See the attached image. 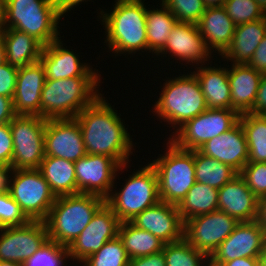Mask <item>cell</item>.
Masks as SVG:
<instances>
[{
  "instance_id": "7a4b0ae2",
  "label": "cell",
  "mask_w": 266,
  "mask_h": 266,
  "mask_svg": "<svg viewBox=\"0 0 266 266\" xmlns=\"http://www.w3.org/2000/svg\"><path fill=\"white\" fill-rule=\"evenodd\" d=\"M145 0H116L112 12L101 10L108 50L115 56L148 51ZM102 18V19H101ZM144 50V51H143Z\"/></svg>"
},
{
  "instance_id": "6da1fadb",
  "label": "cell",
  "mask_w": 266,
  "mask_h": 266,
  "mask_svg": "<svg viewBox=\"0 0 266 266\" xmlns=\"http://www.w3.org/2000/svg\"><path fill=\"white\" fill-rule=\"evenodd\" d=\"M106 101L101 94L75 117L86 153L111 157L120 165L128 164L134 150L132 138L120 118L121 114L118 116L117 110Z\"/></svg>"
},
{
  "instance_id": "d4e9b609",
  "label": "cell",
  "mask_w": 266,
  "mask_h": 266,
  "mask_svg": "<svg viewBox=\"0 0 266 266\" xmlns=\"http://www.w3.org/2000/svg\"><path fill=\"white\" fill-rule=\"evenodd\" d=\"M231 68V69H230ZM228 68L231 89V109L248 113L254 105L262 73L247 64H233Z\"/></svg>"
},
{
  "instance_id": "cb8c5ba5",
  "label": "cell",
  "mask_w": 266,
  "mask_h": 266,
  "mask_svg": "<svg viewBox=\"0 0 266 266\" xmlns=\"http://www.w3.org/2000/svg\"><path fill=\"white\" fill-rule=\"evenodd\" d=\"M197 26L209 50L222 56L231 44L236 27L225 9L206 7Z\"/></svg>"
},
{
  "instance_id": "b9f144b4",
  "label": "cell",
  "mask_w": 266,
  "mask_h": 266,
  "mask_svg": "<svg viewBox=\"0 0 266 266\" xmlns=\"http://www.w3.org/2000/svg\"><path fill=\"white\" fill-rule=\"evenodd\" d=\"M18 68L5 62L0 65V95L9 98L14 97L16 90V78Z\"/></svg>"
},
{
  "instance_id": "484cf974",
  "label": "cell",
  "mask_w": 266,
  "mask_h": 266,
  "mask_svg": "<svg viewBox=\"0 0 266 266\" xmlns=\"http://www.w3.org/2000/svg\"><path fill=\"white\" fill-rule=\"evenodd\" d=\"M194 75L200 83L209 109H231V89L228 68L199 65Z\"/></svg>"
},
{
  "instance_id": "4dcf8cb0",
  "label": "cell",
  "mask_w": 266,
  "mask_h": 266,
  "mask_svg": "<svg viewBox=\"0 0 266 266\" xmlns=\"http://www.w3.org/2000/svg\"><path fill=\"white\" fill-rule=\"evenodd\" d=\"M177 208L183 222L213 212L218 209V189L195 182Z\"/></svg>"
},
{
  "instance_id": "db71d44e",
  "label": "cell",
  "mask_w": 266,
  "mask_h": 266,
  "mask_svg": "<svg viewBox=\"0 0 266 266\" xmlns=\"http://www.w3.org/2000/svg\"><path fill=\"white\" fill-rule=\"evenodd\" d=\"M259 262H260V266H266V240L264 243L263 250L259 256Z\"/></svg>"
},
{
  "instance_id": "e575fe53",
  "label": "cell",
  "mask_w": 266,
  "mask_h": 266,
  "mask_svg": "<svg viewBox=\"0 0 266 266\" xmlns=\"http://www.w3.org/2000/svg\"><path fill=\"white\" fill-rule=\"evenodd\" d=\"M166 266H209V257L196 250L184 238L164 245Z\"/></svg>"
},
{
  "instance_id": "f5cc1de1",
  "label": "cell",
  "mask_w": 266,
  "mask_h": 266,
  "mask_svg": "<svg viewBox=\"0 0 266 266\" xmlns=\"http://www.w3.org/2000/svg\"><path fill=\"white\" fill-rule=\"evenodd\" d=\"M5 62H6L5 47H4L3 39L0 34V65L4 64Z\"/></svg>"
},
{
  "instance_id": "44dd1931",
  "label": "cell",
  "mask_w": 266,
  "mask_h": 266,
  "mask_svg": "<svg viewBox=\"0 0 266 266\" xmlns=\"http://www.w3.org/2000/svg\"><path fill=\"white\" fill-rule=\"evenodd\" d=\"M46 80L41 61L18 68L13 109L16 115L41 117V92Z\"/></svg>"
},
{
  "instance_id": "30bf717a",
  "label": "cell",
  "mask_w": 266,
  "mask_h": 266,
  "mask_svg": "<svg viewBox=\"0 0 266 266\" xmlns=\"http://www.w3.org/2000/svg\"><path fill=\"white\" fill-rule=\"evenodd\" d=\"M46 121L40 116L16 115L10 122L13 139L10 169H39L45 158Z\"/></svg>"
},
{
  "instance_id": "4fadbf2b",
  "label": "cell",
  "mask_w": 266,
  "mask_h": 266,
  "mask_svg": "<svg viewBox=\"0 0 266 266\" xmlns=\"http://www.w3.org/2000/svg\"><path fill=\"white\" fill-rule=\"evenodd\" d=\"M76 194H95L106 199L115 187V178L128 164L120 165L105 155L86 154L74 162Z\"/></svg>"
},
{
  "instance_id": "52a82bcc",
  "label": "cell",
  "mask_w": 266,
  "mask_h": 266,
  "mask_svg": "<svg viewBox=\"0 0 266 266\" xmlns=\"http://www.w3.org/2000/svg\"><path fill=\"white\" fill-rule=\"evenodd\" d=\"M167 151L151 161L158 177L160 201L178 205L195 184L194 150L178 148L171 140Z\"/></svg>"
},
{
  "instance_id": "7dc6e473",
  "label": "cell",
  "mask_w": 266,
  "mask_h": 266,
  "mask_svg": "<svg viewBox=\"0 0 266 266\" xmlns=\"http://www.w3.org/2000/svg\"><path fill=\"white\" fill-rule=\"evenodd\" d=\"M15 116L12 98L0 95V124L10 123Z\"/></svg>"
},
{
  "instance_id": "74e56055",
  "label": "cell",
  "mask_w": 266,
  "mask_h": 266,
  "mask_svg": "<svg viewBox=\"0 0 266 266\" xmlns=\"http://www.w3.org/2000/svg\"><path fill=\"white\" fill-rule=\"evenodd\" d=\"M179 22L197 24L206 10L203 0H161Z\"/></svg>"
},
{
  "instance_id": "4316f807",
  "label": "cell",
  "mask_w": 266,
  "mask_h": 266,
  "mask_svg": "<svg viewBox=\"0 0 266 266\" xmlns=\"http://www.w3.org/2000/svg\"><path fill=\"white\" fill-rule=\"evenodd\" d=\"M265 35L266 17L237 25L229 48L220 58L233 64H248Z\"/></svg>"
},
{
  "instance_id": "f35d334b",
  "label": "cell",
  "mask_w": 266,
  "mask_h": 266,
  "mask_svg": "<svg viewBox=\"0 0 266 266\" xmlns=\"http://www.w3.org/2000/svg\"><path fill=\"white\" fill-rule=\"evenodd\" d=\"M67 259V247L48 241L23 266H66Z\"/></svg>"
},
{
  "instance_id": "8fae6325",
  "label": "cell",
  "mask_w": 266,
  "mask_h": 266,
  "mask_svg": "<svg viewBox=\"0 0 266 266\" xmlns=\"http://www.w3.org/2000/svg\"><path fill=\"white\" fill-rule=\"evenodd\" d=\"M239 118L240 114L233 109L208 108L186 121L168 139L180 149L198 150L210 139L234 127Z\"/></svg>"
},
{
  "instance_id": "11a10c76",
  "label": "cell",
  "mask_w": 266,
  "mask_h": 266,
  "mask_svg": "<svg viewBox=\"0 0 266 266\" xmlns=\"http://www.w3.org/2000/svg\"><path fill=\"white\" fill-rule=\"evenodd\" d=\"M0 266H23L20 263L14 262V261H1L0 260Z\"/></svg>"
},
{
  "instance_id": "d6986e66",
  "label": "cell",
  "mask_w": 266,
  "mask_h": 266,
  "mask_svg": "<svg viewBox=\"0 0 266 266\" xmlns=\"http://www.w3.org/2000/svg\"><path fill=\"white\" fill-rule=\"evenodd\" d=\"M130 222L137 228L150 232L165 244L183 239L184 222L174 204L159 201L137 214Z\"/></svg>"
},
{
  "instance_id": "277c9868",
  "label": "cell",
  "mask_w": 266,
  "mask_h": 266,
  "mask_svg": "<svg viewBox=\"0 0 266 266\" xmlns=\"http://www.w3.org/2000/svg\"><path fill=\"white\" fill-rule=\"evenodd\" d=\"M100 82V77L45 80L41 92V117L75 118L101 95L98 89Z\"/></svg>"
},
{
  "instance_id": "ac0fdd59",
  "label": "cell",
  "mask_w": 266,
  "mask_h": 266,
  "mask_svg": "<svg viewBox=\"0 0 266 266\" xmlns=\"http://www.w3.org/2000/svg\"><path fill=\"white\" fill-rule=\"evenodd\" d=\"M171 54L170 57L177 58L180 62L186 64L202 63L211 60L212 52L206 45L204 38L199 32L197 24L178 22L167 39L165 47L156 55L167 57L166 54ZM209 59V60H208ZM192 63V64H191Z\"/></svg>"
},
{
  "instance_id": "ffe728a7",
  "label": "cell",
  "mask_w": 266,
  "mask_h": 266,
  "mask_svg": "<svg viewBox=\"0 0 266 266\" xmlns=\"http://www.w3.org/2000/svg\"><path fill=\"white\" fill-rule=\"evenodd\" d=\"M62 42L59 38L43 46L40 61L45 68L46 80L101 77L97 69L93 70L88 63H81L80 56L74 50L70 51L67 47H63Z\"/></svg>"
},
{
  "instance_id": "d590c367",
  "label": "cell",
  "mask_w": 266,
  "mask_h": 266,
  "mask_svg": "<svg viewBox=\"0 0 266 266\" xmlns=\"http://www.w3.org/2000/svg\"><path fill=\"white\" fill-rule=\"evenodd\" d=\"M129 260L123 243L117 236L107 241L101 249L82 263L83 266H125L129 264Z\"/></svg>"
},
{
  "instance_id": "f1b7e54d",
  "label": "cell",
  "mask_w": 266,
  "mask_h": 266,
  "mask_svg": "<svg viewBox=\"0 0 266 266\" xmlns=\"http://www.w3.org/2000/svg\"><path fill=\"white\" fill-rule=\"evenodd\" d=\"M39 170L56 197L76 194L74 162L60 157L45 156Z\"/></svg>"
},
{
  "instance_id": "9a60e30c",
  "label": "cell",
  "mask_w": 266,
  "mask_h": 266,
  "mask_svg": "<svg viewBox=\"0 0 266 266\" xmlns=\"http://www.w3.org/2000/svg\"><path fill=\"white\" fill-rule=\"evenodd\" d=\"M121 221L105 203L80 235L67 247L69 260L85 261L103 245L118 236Z\"/></svg>"
},
{
  "instance_id": "8d00e7d4",
  "label": "cell",
  "mask_w": 266,
  "mask_h": 266,
  "mask_svg": "<svg viewBox=\"0 0 266 266\" xmlns=\"http://www.w3.org/2000/svg\"><path fill=\"white\" fill-rule=\"evenodd\" d=\"M222 7L236 26L266 17L255 0H227Z\"/></svg>"
},
{
  "instance_id": "7402d4cb",
  "label": "cell",
  "mask_w": 266,
  "mask_h": 266,
  "mask_svg": "<svg viewBox=\"0 0 266 266\" xmlns=\"http://www.w3.org/2000/svg\"><path fill=\"white\" fill-rule=\"evenodd\" d=\"M198 150L208 157L231 166L238 173L248 162V144L240 122L227 132L210 139Z\"/></svg>"
},
{
  "instance_id": "d6a6232c",
  "label": "cell",
  "mask_w": 266,
  "mask_h": 266,
  "mask_svg": "<svg viewBox=\"0 0 266 266\" xmlns=\"http://www.w3.org/2000/svg\"><path fill=\"white\" fill-rule=\"evenodd\" d=\"M196 182L220 189L239 173L231 166L208 157L199 150H194Z\"/></svg>"
},
{
  "instance_id": "8992f818",
  "label": "cell",
  "mask_w": 266,
  "mask_h": 266,
  "mask_svg": "<svg viewBox=\"0 0 266 266\" xmlns=\"http://www.w3.org/2000/svg\"><path fill=\"white\" fill-rule=\"evenodd\" d=\"M2 6V28L25 32L43 46L61 38L62 16L53 0H2Z\"/></svg>"
},
{
  "instance_id": "2e32d148",
  "label": "cell",
  "mask_w": 266,
  "mask_h": 266,
  "mask_svg": "<svg viewBox=\"0 0 266 266\" xmlns=\"http://www.w3.org/2000/svg\"><path fill=\"white\" fill-rule=\"evenodd\" d=\"M266 234L258 220L239 222L233 232L216 248L209 257V266L237 258H259Z\"/></svg>"
},
{
  "instance_id": "f6af8a7d",
  "label": "cell",
  "mask_w": 266,
  "mask_h": 266,
  "mask_svg": "<svg viewBox=\"0 0 266 266\" xmlns=\"http://www.w3.org/2000/svg\"><path fill=\"white\" fill-rule=\"evenodd\" d=\"M130 266H166L163 251L129 260Z\"/></svg>"
},
{
  "instance_id": "f907efd6",
  "label": "cell",
  "mask_w": 266,
  "mask_h": 266,
  "mask_svg": "<svg viewBox=\"0 0 266 266\" xmlns=\"http://www.w3.org/2000/svg\"><path fill=\"white\" fill-rule=\"evenodd\" d=\"M10 168L0 164V194L7 190Z\"/></svg>"
},
{
  "instance_id": "7bdbcfd3",
  "label": "cell",
  "mask_w": 266,
  "mask_h": 266,
  "mask_svg": "<svg viewBox=\"0 0 266 266\" xmlns=\"http://www.w3.org/2000/svg\"><path fill=\"white\" fill-rule=\"evenodd\" d=\"M13 139L10 123L0 124V164L11 166Z\"/></svg>"
},
{
  "instance_id": "5bb4252c",
  "label": "cell",
  "mask_w": 266,
  "mask_h": 266,
  "mask_svg": "<svg viewBox=\"0 0 266 266\" xmlns=\"http://www.w3.org/2000/svg\"><path fill=\"white\" fill-rule=\"evenodd\" d=\"M48 241L44 221H29L23 226L0 228V260L23 265Z\"/></svg>"
},
{
  "instance_id": "ee69618b",
  "label": "cell",
  "mask_w": 266,
  "mask_h": 266,
  "mask_svg": "<svg viewBox=\"0 0 266 266\" xmlns=\"http://www.w3.org/2000/svg\"><path fill=\"white\" fill-rule=\"evenodd\" d=\"M247 65L262 74H266V35L259 43Z\"/></svg>"
},
{
  "instance_id": "9f6ffc18",
  "label": "cell",
  "mask_w": 266,
  "mask_h": 266,
  "mask_svg": "<svg viewBox=\"0 0 266 266\" xmlns=\"http://www.w3.org/2000/svg\"><path fill=\"white\" fill-rule=\"evenodd\" d=\"M266 14V0H255Z\"/></svg>"
},
{
  "instance_id": "9c48e42d",
  "label": "cell",
  "mask_w": 266,
  "mask_h": 266,
  "mask_svg": "<svg viewBox=\"0 0 266 266\" xmlns=\"http://www.w3.org/2000/svg\"><path fill=\"white\" fill-rule=\"evenodd\" d=\"M7 191L30 221H44L56 196L39 169H11ZM12 177V178H11Z\"/></svg>"
},
{
  "instance_id": "836d02e7",
  "label": "cell",
  "mask_w": 266,
  "mask_h": 266,
  "mask_svg": "<svg viewBox=\"0 0 266 266\" xmlns=\"http://www.w3.org/2000/svg\"><path fill=\"white\" fill-rule=\"evenodd\" d=\"M239 122L248 144V162H266V115L243 113Z\"/></svg>"
},
{
  "instance_id": "ab89813d",
  "label": "cell",
  "mask_w": 266,
  "mask_h": 266,
  "mask_svg": "<svg viewBox=\"0 0 266 266\" xmlns=\"http://www.w3.org/2000/svg\"><path fill=\"white\" fill-rule=\"evenodd\" d=\"M29 221L7 190L0 194V228L23 226Z\"/></svg>"
},
{
  "instance_id": "816d5d0a",
  "label": "cell",
  "mask_w": 266,
  "mask_h": 266,
  "mask_svg": "<svg viewBox=\"0 0 266 266\" xmlns=\"http://www.w3.org/2000/svg\"><path fill=\"white\" fill-rule=\"evenodd\" d=\"M206 7H222L227 0H203Z\"/></svg>"
},
{
  "instance_id": "7c38bea8",
  "label": "cell",
  "mask_w": 266,
  "mask_h": 266,
  "mask_svg": "<svg viewBox=\"0 0 266 266\" xmlns=\"http://www.w3.org/2000/svg\"><path fill=\"white\" fill-rule=\"evenodd\" d=\"M238 223L235 218L217 209L184 221L183 238L210 257Z\"/></svg>"
},
{
  "instance_id": "681fc988",
  "label": "cell",
  "mask_w": 266,
  "mask_h": 266,
  "mask_svg": "<svg viewBox=\"0 0 266 266\" xmlns=\"http://www.w3.org/2000/svg\"><path fill=\"white\" fill-rule=\"evenodd\" d=\"M258 222L266 234V195L259 199Z\"/></svg>"
},
{
  "instance_id": "83f0119b",
  "label": "cell",
  "mask_w": 266,
  "mask_h": 266,
  "mask_svg": "<svg viewBox=\"0 0 266 266\" xmlns=\"http://www.w3.org/2000/svg\"><path fill=\"white\" fill-rule=\"evenodd\" d=\"M6 62L20 68L40 61L43 45L33 36L14 28L0 30Z\"/></svg>"
},
{
  "instance_id": "6f0895ef",
  "label": "cell",
  "mask_w": 266,
  "mask_h": 266,
  "mask_svg": "<svg viewBox=\"0 0 266 266\" xmlns=\"http://www.w3.org/2000/svg\"><path fill=\"white\" fill-rule=\"evenodd\" d=\"M2 14H3V6H2V0H0V30L2 29Z\"/></svg>"
},
{
  "instance_id": "3957f363",
  "label": "cell",
  "mask_w": 266,
  "mask_h": 266,
  "mask_svg": "<svg viewBox=\"0 0 266 266\" xmlns=\"http://www.w3.org/2000/svg\"><path fill=\"white\" fill-rule=\"evenodd\" d=\"M105 203L106 199L95 194L56 197L44 220L49 241L68 247Z\"/></svg>"
},
{
  "instance_id": "c3c4849f",
  "label": "cell",
  "mask_w": 266,
  "mask_h": 266,
  "mask_svg": "<svg viewBox=\"0 0 266 266\" xmlns=\"http://www.w3.org/2000/svg\"><path fill=\"white\" fill-rule=\"evenodd\" d=\"M219 266H260L259 258H237L223 262Z\"/></svg>"
},
{
  "instance_id": "60d3db41",
  "label": "cell",
  "mask_w": 266,
  "mask_h": 266,
  "mask_svg": "<svg viewBox=\"0 0 266 266\" xmlns=\"http://www.w3.org/2000/svg\"><path fill=\"white\" fill-rule=\"evenodd\" d=\"M239 175L258 199L266 195V162H247Z\"/></svg>"
},
{
  "instance_id": "1f68e13d",
  "label": "cell",
  "mask_w": 266,
  "mask_h": 266,
  "mask_svg": "<svg viewBox=\"0 0 266 266\" xmlns=\"http://www.w3.org/2000/svg\"><path fill=\"white\" fill-rule=\"evenodd\" d=\"M160 6L148 8L146 13L148 51L155 55L165 47L169 34L179 22L163 3Z\"/></svg>"
},
{
  "instance_id": "bcb514c9",
  "label": "cell",
  "mask_w": 266,
  "mask_h": 266,
  "mask_svg": "<svg viewBox=\"0 0 266 266\" xmlns=\"http://www.w3.org/2000/svg\"><path fill=\"white\" fill-rule=\"evenodd\" d=\"M249 112L266 115V74L261 78L253 108Z\"/></svg>"
},
{
  "instance_id": "5b68a950",
  "label": "cell",
  "mask_w": 266,
  "mask_h": 266,
  "mask_svg": "<svg viewBox=\"0 0 266 266\" xmlns=\"http://www.w3.org/2000/svg\"><path fill=\"white\" fill-rule=\"evenodd\" d=\"M168 79L164 82L155 105H152V113L171 124L170 127L176 131L186 121L206 111L208 106L193 72Z\"/></svg>"
},
{
  "instance_id": "e0dca14e",
  "label": "cell",
  "mask_w": 266,
  "mask_h": 266,
  "mask_svg": "<svg viewBox=\"0 0 266 266\" xmlns=\"http://www.w3.org/2000/svg\"><path fill=\"white\" fill-rule=\"evenodd\" d=\"M45 156L76 162L87 153L81 128L75 118L47 119L44 134Z\"/></svg>"
},
{
  "instance_id": "f546056e",
  "label": "cell",
  "mask_w": 266,
  "mask_h": 266,
  "mask_svg": "<svg viewBox=\"0 0 266 266\" xmlns=\"http://www.w3.org/2000/svg\"><path fill=\"white\" fill-rule=\"evenodd\" d=\"M129 259L159 253L165 243L150 232L137 228L130 221L121 222L118 231Z\"/></svg>"
},
{
  "instance_id": "603a6c76",
  "label": "cell",
  "mask_w": 266,
  "mask_h": 266,
  "mask_svg": "<svg viewBox=\"0 0 266 266\" xmlns=\"http://www.w3.org/2000/svg\"><path fill=\"white\" fill-rule=\"evenodd\" d=\"M218 209L238 222L258 220L259 199L238 174L218 189Z\"/></svg>"
},
{
  "instance_id": "ba28073f",
  "label": "cell",
  "mask_w": 266,
  "mask_h": 266,
  "mask_svg": "<svg viewBox=\"0 0 266 266\" xmlns=\"http://www.w3.org/2000/svg\"><path fill=\"white\" fill-rule=\"evenodd\" d=\"M128 177L125 185L119 188L120 191L112 189L106 198V204L121 222L131 221L137 214L160 201L158 177L150 163Z\"/></svg>"
}]
</instances>
